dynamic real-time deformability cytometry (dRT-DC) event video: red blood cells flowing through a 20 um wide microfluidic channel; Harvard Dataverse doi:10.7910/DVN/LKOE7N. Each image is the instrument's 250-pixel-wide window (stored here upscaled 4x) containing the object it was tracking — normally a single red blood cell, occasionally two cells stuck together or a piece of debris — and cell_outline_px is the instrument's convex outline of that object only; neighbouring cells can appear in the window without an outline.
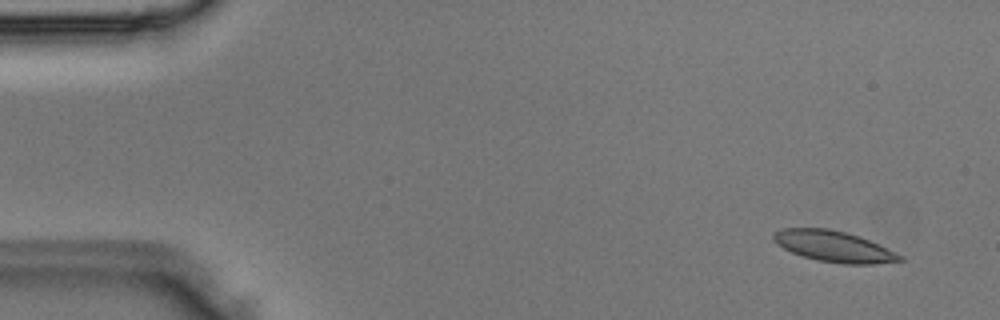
{"species": "Egyptian fruit bat (a non-hibernating species)", "species_latin": "Rousettus aegyptiacus", "temperature_condition": "room temperature", "stored_images_in_passage": 49, "camera_frame_rate_fps": 3000, "um_per_image_px": 0.085, "animal": {"sex": "male"}, "frame": {"image": 1, "passage_image": 3, "time_ms": 0.667, "image_size_px": [1000, 320], "cell_outline_px": [[904, 260], [872, 264], [844, 264], [816, 260], [792, 252], [776, 244], [772, 240], [772, 232], [780, 228], [828, 228], [860, 236], [904, 256]], "centroid_in_image_um": [70.83, 20.93], "position_along_channel_um": 14.2, "area_um2": 22.83}}
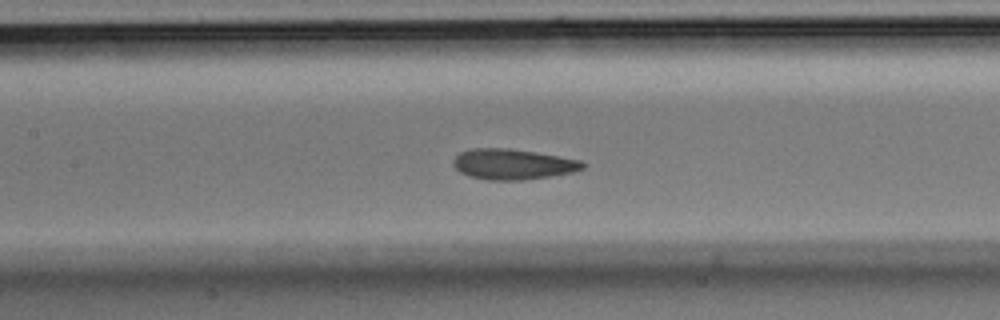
{"frame": {"image": 2, "passage_image": 22, "time_ms": 7.0, "image_size_px": [1000, 320], "cell_outline_px": [[584, 168], [572, 172], [552, 176], [524, 180], [488, 180], [468, 176], [460, 172], [452, 164], [452, 160], [460, 152], [472, 148], [508, 148], [580, 160], [584, 164]], "centroid_in_image_um": [43.54, 13.97], "position_along_channel_um": 163.9, "area_um2": 22.89}}
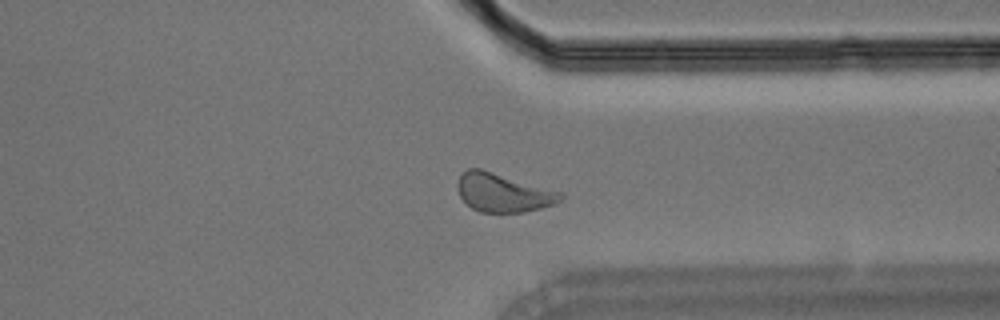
{"frame": {"image": 3, "passage_image": 37, "time_ms": 12.0, "image_size_px": [1000, 320], "cell_outline_px": [[564, 196], [556, 204], [524, 212], [480, 212], [472, 208], [460, 196], [456, 188], [456, 184], [460, 172], [468, 168], [480, 168], [564, 192]], "centroid_in_image_um": [42.76, 16.36], "position_along_channel_um": 368.6, "area_um2": 23.47}}